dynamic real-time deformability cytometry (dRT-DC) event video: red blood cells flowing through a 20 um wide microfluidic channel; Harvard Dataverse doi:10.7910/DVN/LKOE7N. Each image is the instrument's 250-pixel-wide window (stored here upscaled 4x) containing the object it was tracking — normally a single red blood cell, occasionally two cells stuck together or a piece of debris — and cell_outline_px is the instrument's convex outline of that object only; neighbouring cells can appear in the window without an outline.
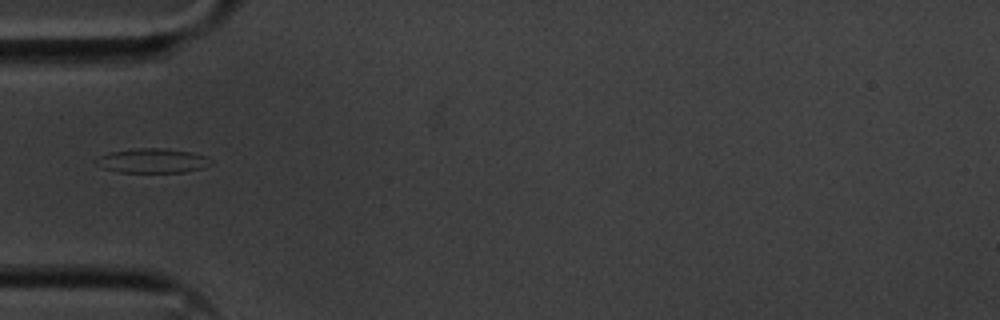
{"species": "common noctule bat (a hibernating species)", "species_latin": "Nyctalus noctula", "temperature_condition": "cold", "stored_images_in_passage": 7, "camera_frame_rate_fps": 3000, "um_per_image_px": 0.085, "animal": {"sex": "male", "body_mass_g": 20.1, "forearm_length_mm": 53.5}, "frame": {"image": 1, "passage_image": 2, "time_ms": 0.333, "image_size_px": [1000, 320], "cell_outline_px": [[212, 164], [204, 168], [184, 172], [120, 172], [104, 168], [96, 164], [92, 160], [108, 152], [136, 148], [164, 148], [192, 152], [204, 156], [212, 160]], "centroid_in_image_um": [12.95, 13.65], "position_along_channel_um": 72.0, "area_um2": 16.47}}
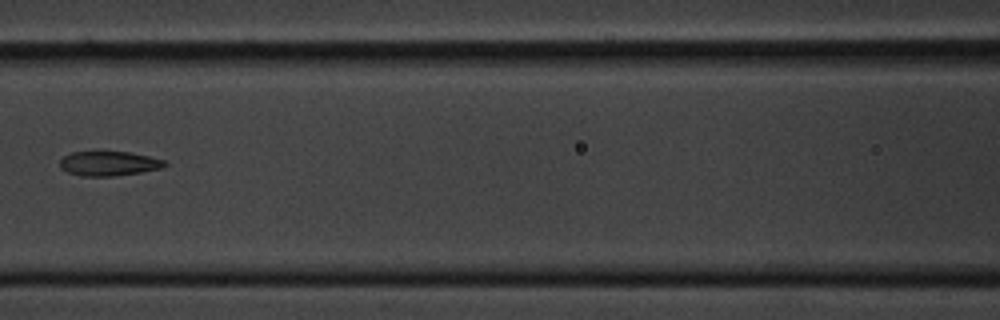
{"frame": {"image": 2, "passage_image": 4, "time_ms": 1.0, "image_size_px": [1000, 320], "cell_outline_px": [[168, 164], [164, 168], [140, 172], [112, 176], [84, 176], [68, 172], [60, 168], [60, 160], [64, 156], [72, 152], [132, 152], [164, 160]], "centroid_in_image_um": [9.28, 13.9], "position_along_channel_um": 157.3, "area_um2": 14.91}}
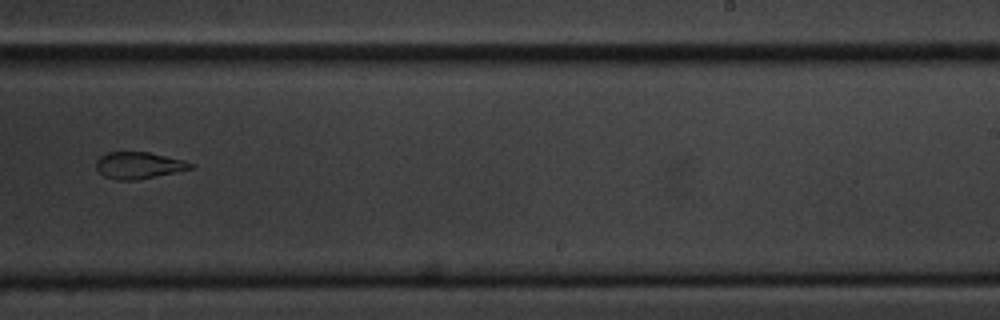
{"frame": {"image": 3, "passage_image": 7, "time_ms": 2.0, "image_size_px": [1000, 320], "cell_outline_px": [[196, 168], [136, 180], [116, 180], [104, 176], [96, 168], [96, 160], [100, 156], [108, 152], [148, 152], [184, 160], [196, 164]], "centroid_in_image_um": [11.82, 14.05], "position_along_channel_um": 277.2, "area_um2": 14.8}}